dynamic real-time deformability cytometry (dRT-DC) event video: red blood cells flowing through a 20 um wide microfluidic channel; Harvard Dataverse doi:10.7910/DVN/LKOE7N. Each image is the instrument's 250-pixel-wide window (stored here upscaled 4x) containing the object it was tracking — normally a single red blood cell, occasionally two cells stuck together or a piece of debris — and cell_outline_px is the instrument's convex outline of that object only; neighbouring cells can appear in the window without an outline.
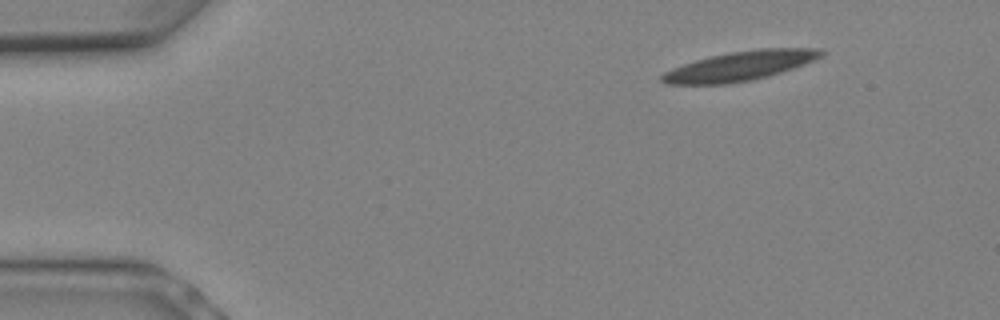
{"species": "Egyptian fruit bat (a non-hibernating species)", "species_latin": "Rousettus aegyptiacus", "temperature_condition": "warm", "stored_images_in_passage": 6, "camera_frame_rate_fps": 3000, "um_per_image_px": 0.085, "animal": {"sex": "female"}, "frame": {"image": 1, "passage_image": 1, "time_ms": 0.0, "image_size_px": [1000, 320], "cell_outline_px": [[828, 52], [824, 56], [804, 64], [768, 76], [752, 80], [728, 84], [664, 84], [660, 80], [660, 76], [664, 72], [672, 68], [696, 60], [728, 52], [760, 48], [820, 48]], "centroid_in_image_um": [62.93, 5.6], "position_along_channel_um": 22.1, "area_um2": 27.4}}
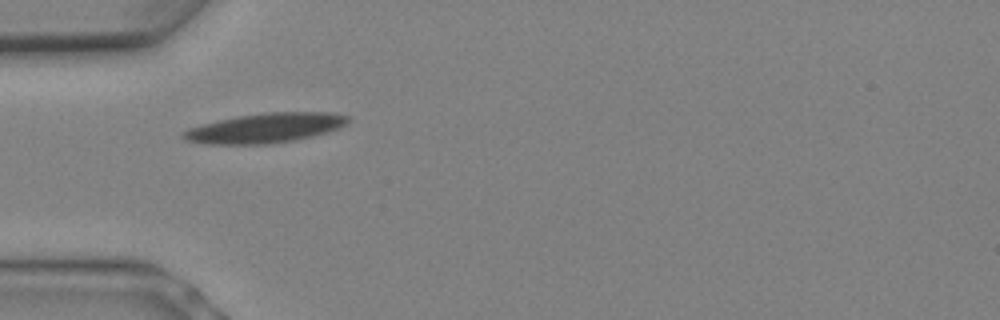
{"frame": {"image": 2, "passage_image": 5, "time_ms": 1.333, "image_size_px": [1000, 320], "cell_outline_px": [[348, 124], [340, 128], [328, 132], [296, 140], [268, 144], [204, 144], [184, 140], [180, 136], [180, 132], [188, 128], [220, 120], [240, 116], [268, 112], [328, 112], [348, 116]], "centroid_in_image_um": [22.54, 10.89], "position_along_channel_um": 62.5, "area_um2": 28.5}}